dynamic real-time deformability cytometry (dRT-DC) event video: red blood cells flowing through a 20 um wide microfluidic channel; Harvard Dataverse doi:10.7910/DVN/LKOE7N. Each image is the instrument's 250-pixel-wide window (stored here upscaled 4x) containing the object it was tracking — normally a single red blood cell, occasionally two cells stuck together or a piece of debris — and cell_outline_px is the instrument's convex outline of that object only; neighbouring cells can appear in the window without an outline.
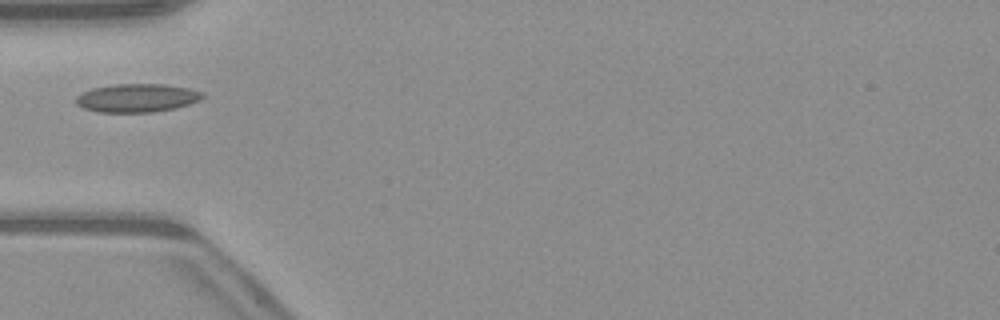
{"species": "common noctule bat (a hibernating species)", "species_latin": "Nyctalus noctula", "temperature_condition": "warm", "stored_images_in_passage": 2, "camera_frame_rate_fps": 3000, "um_per_image_px": 0.085, "animal": {"sex": "male", "body_mass_g": 23.1, "forearm_length_mm": 52.7}, "frame": {"image": 1, "passage_image": 2, "time_ms": 2.0, "image_size_px": [1000, 320], "cell_outline_px": [[204, 96], [200, 100], [176, 108], [152, 112], [100, 112], [84, 108], [76, 104], [76, 96], [92, 88], [112, 84], [164, 84], [188, 88], [204, 92]], "centroid_in_image_um": [11.66, 8.32], "position_along_channel_um": 73.3, "area_um2": 20.92}}